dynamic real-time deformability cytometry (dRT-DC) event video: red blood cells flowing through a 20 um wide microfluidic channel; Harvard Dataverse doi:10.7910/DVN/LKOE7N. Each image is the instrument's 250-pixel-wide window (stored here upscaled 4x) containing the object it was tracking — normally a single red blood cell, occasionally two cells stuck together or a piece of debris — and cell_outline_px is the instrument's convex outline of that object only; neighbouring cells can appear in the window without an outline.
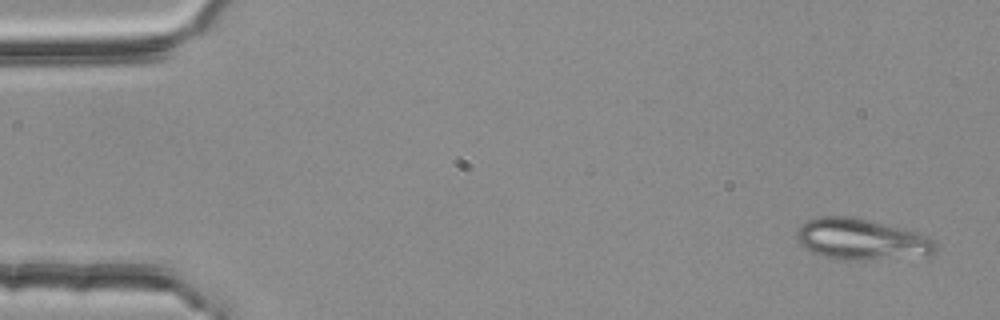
{"species": "common noctule bat (a hibernating species)", "species_latin": "Nyctalus noctula", "temperature_condition": "room temperature", "stored_images_in_passage": 4, "camera_frame_rate_fps": 3000, "um_per_image_px": 0.085, "animal": {"sex": "female", "body_mass_g": 25.1}, "frame": {"image": 1, "passage_image": 1, "time_ms": 0.0, "image_size_px": [1000, 320], "cell_outline_px": [[940, 248], [936, 252], [928, 256], [872, 260], [836, 260], [812, 252], [804, 248], [800, 244], [796, 236], [796, 232], [808, 220], [820, 216], [848, 216], [868, 220], [904, 228], [920, 232], [936, 240]], "centroid_in_image_um": [73.32, 20.37], "position_along_channel_um": 11.7, "area_um2": 33.93}}